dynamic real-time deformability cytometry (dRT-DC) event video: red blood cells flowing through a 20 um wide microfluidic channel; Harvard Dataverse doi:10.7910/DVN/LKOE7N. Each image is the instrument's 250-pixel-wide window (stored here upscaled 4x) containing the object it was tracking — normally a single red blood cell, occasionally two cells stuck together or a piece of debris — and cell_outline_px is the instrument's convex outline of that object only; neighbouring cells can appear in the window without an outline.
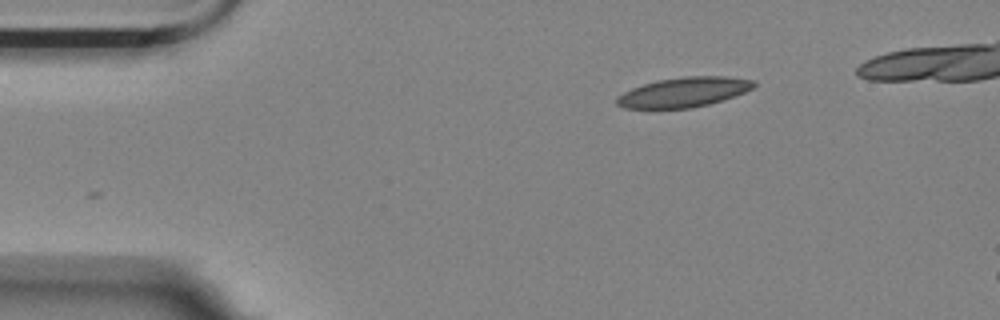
{"species": "Egyptian fruit bat (a non-hibernating species)", "species_latin": "Rousettus aegyptiacus", "temperature_condition": "room temperature", "stored_images_in_passage": 7, "camera_frame_rate_fps": 3000, "um_per_image_px": 0.085, "animal": {"sex": "female"}, "frame": {"image": 1, "passage_image": 1, "time_ms": 0.0, "image_size_px": [1000, 320], "cell_outline_px": [[756, 84], [752, 88], [744, 92], [708, 104], [692, 108], [624, 108], [616, 104], [616, 96], [632, 88], [656, 80], [684, 76], [728, 76], [752, 80]], "centroid_in_image_um": [58.08, 7.83], "position_along_channel_um": 26.9, "area_um2": 23.58}}